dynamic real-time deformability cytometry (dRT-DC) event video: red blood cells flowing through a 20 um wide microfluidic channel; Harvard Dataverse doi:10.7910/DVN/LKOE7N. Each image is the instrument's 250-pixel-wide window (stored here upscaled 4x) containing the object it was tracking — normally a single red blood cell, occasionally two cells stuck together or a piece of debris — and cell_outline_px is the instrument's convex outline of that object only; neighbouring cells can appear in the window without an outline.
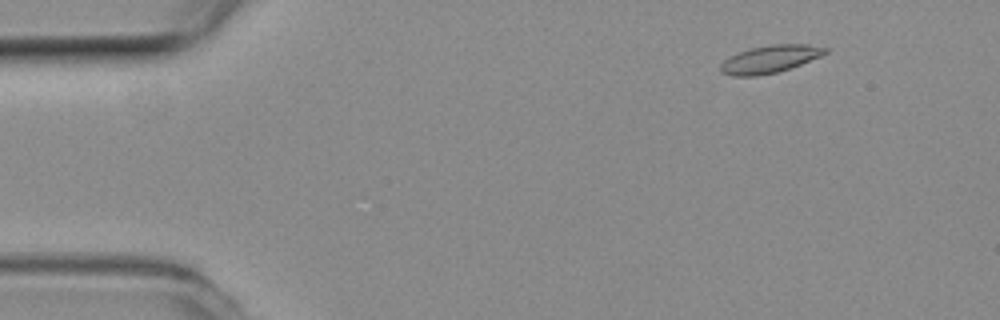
{"species": "common noctule bat (a hibernating species)", "species_latin": "Nyctalus noctula", "temperature_condition": "room temperature", "stored_images_in_passage": 14, "camera_frame_rate_fps": 3000, "um_per_image_px": 0.085, "animal": {"sex": "female", "body_mass_g": 19.3, "forearm_length_mm": 54.1}, "frame": {"image": 1, "passage_image": 5, "time_ms": 1.333, "image_size_px": [1000, 320], "cell_outline_px": [[828, 52], [820, 56], [800, 64], [776, 72], [756, 76], [732, 76], [720, 72], [720, 64], [724, 60], [736, 52], [748, 48], [772, 44], [808, 44], [828, 48]], "centroid_in_image_um": [65.4, 5.01], "position_along_channel_um": 19.6, "area_um2": 16.82}}